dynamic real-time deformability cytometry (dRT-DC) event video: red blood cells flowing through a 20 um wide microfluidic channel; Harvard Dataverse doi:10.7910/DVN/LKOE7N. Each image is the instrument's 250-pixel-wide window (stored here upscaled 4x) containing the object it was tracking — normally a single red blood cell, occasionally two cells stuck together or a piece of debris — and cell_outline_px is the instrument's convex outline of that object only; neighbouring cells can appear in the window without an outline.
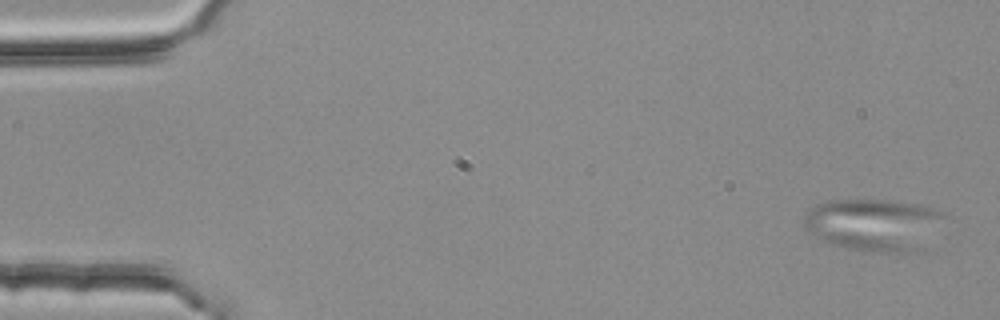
{"species": "common noctule bat (a hibernating species)", "species_latin": "Nyctalus noctula", "temperature_condition": "room temperature", "stored_images_in_passage": 5, "camera_frame_rate_fps": 3000, "um_per_image_px": 0.085, "animal": {"sex": "female", "body_mass_g": 25.1}, "frame": {"image": 1, "passage_image": 1, "time_ms": 0.0, "image_size_px": [1000, 320], "cell_outline_px": [[940, 216], [924, 252], [872, 252], [832, 244], [808, 232], [804, 228], [804, 216], [816, 204], [828, 200], [892, 200], [916, 204], [932, 208], [940, 212]], "centroid_in_image_um": [74.22, 19.1], "position_along_channel_um": 10.8, "area_um2": 42.14}}